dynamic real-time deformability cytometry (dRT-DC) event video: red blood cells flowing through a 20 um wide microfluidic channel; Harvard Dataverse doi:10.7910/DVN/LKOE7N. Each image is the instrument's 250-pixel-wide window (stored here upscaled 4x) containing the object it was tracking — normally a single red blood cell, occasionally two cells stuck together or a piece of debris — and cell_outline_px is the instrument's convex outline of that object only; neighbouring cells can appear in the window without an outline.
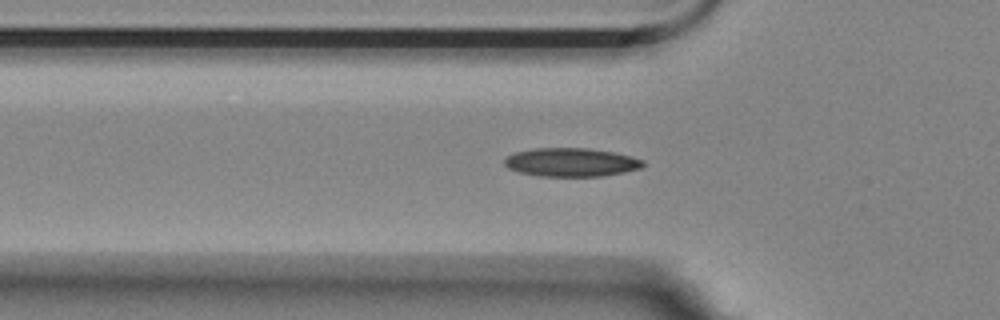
{"species": "Egyptian fruit bat (a non-hibernating species)", "species_latin": "Rousettus aegyptiacus", "temperature_condition": "room temperature", "stored_images_in_passage": 56, "camera_frame_rate_fps": 3000, "um_per_image_px": 0.085, "animal": {"sex": "female"}, "frame": {"image": 1, "passage_image": 17, "time_ms": 5.333, "image_size_px": [1000, 320], "cell_outline_px": [[644, 164], [640, 168], [624, 172], [604, 176], [536, 176], [520, 172], [508, 168], [504, 164], [504, 160], [508, 156], [516, 152], [536, 148], [588, 148], [612, 152], [644, 160]], "centroid_in_image_um": [48.53, 13.8], "position_along_channel_um": 77.3, "area_um2": 22.89}}
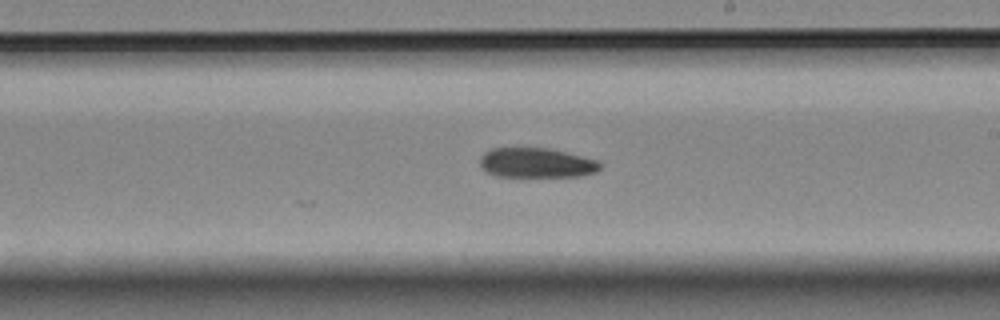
{"frame": {"image": 2, "passage_image": 31, "time_ms": 10.0, "image_size_px": [1000, 320], "cell_outline_px": [[600, 168], [596, 172], [580, 176], [496, 176], [484, 172], [480, 164], [480, 156], [484, 152], [492, 148], [548, 148], [596, 160], [600, 164]], "centroid_in_image_um": [45.53, 13.84], "position_along_channel_um": 243.5, "area_um2": 20.69}}
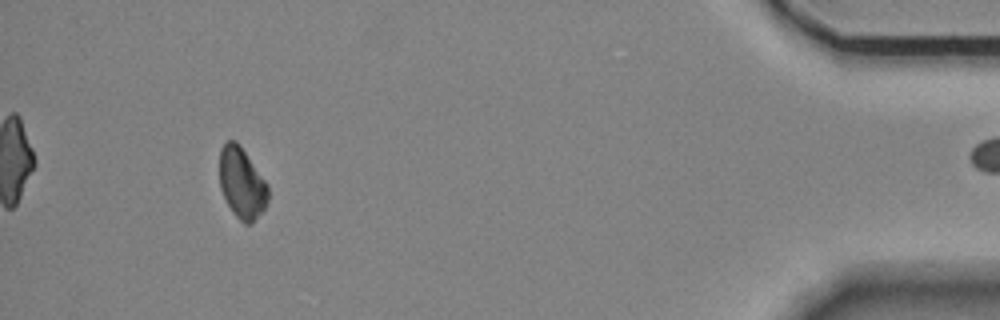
{"frame": {"image": 3, "passage_image": 51, "time_ms": 16.667, "image_size_px": [1000, 320], "cell_outline_px": [[268, 200], [264, 208], [252, 224], [244, 224], [232, 212], [220, 188], [220, 148], [228, 140], [236, 140], [240, 144], [268, 184]], "centroid_in_image_um": [20.56, 15.55], "position_along_channel_um": 414.6, "area_um2": 20.11}}